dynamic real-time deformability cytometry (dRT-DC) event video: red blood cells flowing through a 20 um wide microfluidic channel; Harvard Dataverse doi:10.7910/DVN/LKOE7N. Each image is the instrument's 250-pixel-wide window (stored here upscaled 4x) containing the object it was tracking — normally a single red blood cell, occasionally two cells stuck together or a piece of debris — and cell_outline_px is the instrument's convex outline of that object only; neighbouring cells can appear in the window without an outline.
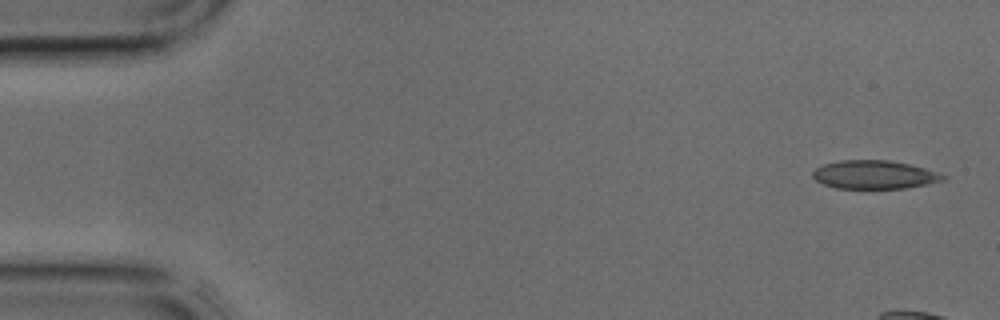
{"species": "common noctule bat (a hibernating species)", "species_latin": "Nyctalus noctula", "temperature_condition": "cold", "stored_images_in_passage": 4, "camera_frame_rate_fps": 3000, "um_per_image_px": 0.085, "animal": {"sex": "male", "body_mass_g": 17.9, "forearm_length_mm": 54.2}, "frame": {"image": 1, "passage_image": 1, "time_ms": 0.0, "image_size_px": [1000, 320], "cell_outline_px": [[948, 176], [944, 180], [928, 184], [904, 188], [836, 188], [824, 184], [816, 180], [812, 176], [812, 172], [816, 168], [824, 164], [840, 160], [888, 160], [908, 164], [924, 168]], "centroid_in_image_um": [74.31, 14.84], "position_along_channel_um": 10.7, "area_um2": 21.44}}